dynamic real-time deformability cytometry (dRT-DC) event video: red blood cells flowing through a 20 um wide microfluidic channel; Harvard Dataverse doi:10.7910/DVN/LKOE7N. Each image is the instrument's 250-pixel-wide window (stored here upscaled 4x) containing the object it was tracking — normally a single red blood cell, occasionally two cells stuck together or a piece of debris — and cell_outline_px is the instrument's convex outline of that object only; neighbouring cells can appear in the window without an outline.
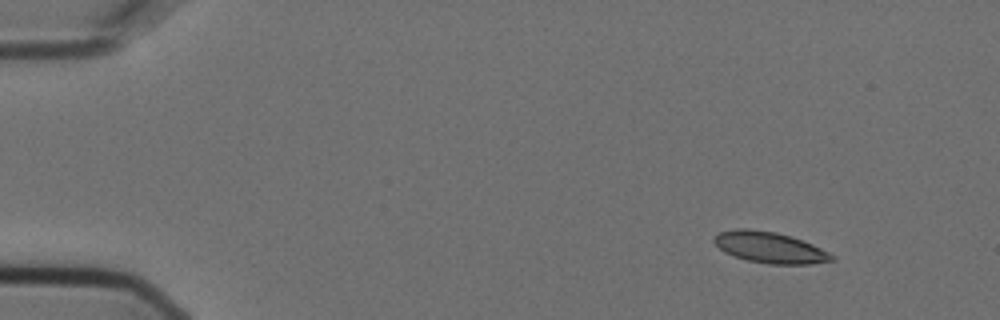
{"species": "Egyptian fruit bat (a non-hibernating species)", "species_latin": "Rousettus aegyptiacus", "temperature_condition": "cold", "stored_images_in_passage": 4, "camera_frame_rate_fps": 3000, "um_per_image_px": 0.085, "animal": {"sex": "female"}, "frame": {"image": 1, "passage_image": 1, "time_ms": 0.0, "image_size_px": [1000, 320], "cell_outline_px": [[836, 260], [812, 264], [768, 264], [748, 260], [732, 256], [724, 252], [712, 240], [720, 232], [736, 228], [748, 228], [776, 232], [792, 236], [812, 244], [836, 256]], "centroid_in_image_um": [65.45, 21.03], "position_along_channel_um": 19.5, "area_um2": 21.44}}
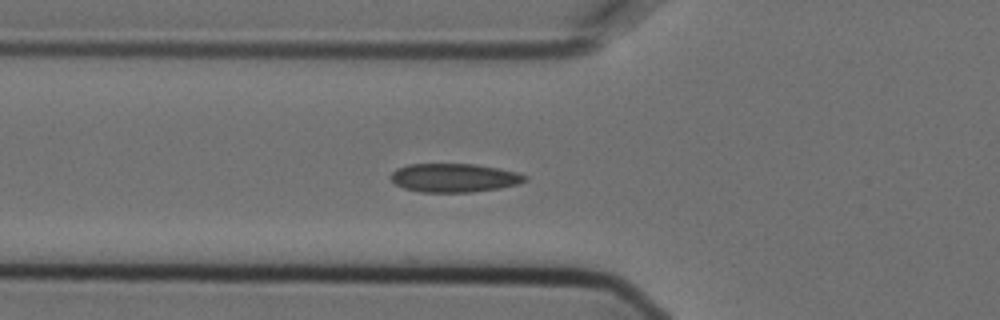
{"frame": {"image": 2, "passage_image": 4, "time_ms": 1.0, "image_size_px": [1000, 320], "cell_outline_px": [[528, 180], [516, 184], [500, 188], [472, 192], [420, 192], [404, 188], [396, 184], [388, 176], [396, 168], [408, 164], [476, 164], [516, 172], [528, 176]], "centroid_in_image_um": [38.58, 15.11], "position_along_channel_um": 87.2, "area_um2": 22.43}}